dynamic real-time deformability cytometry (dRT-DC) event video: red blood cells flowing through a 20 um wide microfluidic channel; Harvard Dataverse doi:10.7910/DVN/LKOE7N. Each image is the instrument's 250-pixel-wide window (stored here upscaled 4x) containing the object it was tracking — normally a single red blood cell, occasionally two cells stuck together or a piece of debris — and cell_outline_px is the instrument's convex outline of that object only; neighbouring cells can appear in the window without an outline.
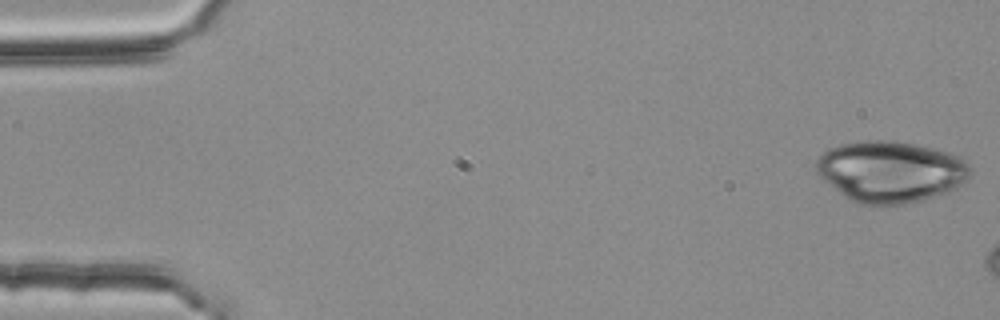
{"species": "common noctule bat (a hibernating species)", "species_latin": "Nyctalus noctula", "temperature_condition": "room temperature", "stored_images_in_passage": 16, "camera_frame_rate_fps": 3000, "um_per_image_px": 0.085, "animal": {"sex": "female", "body_mass_g": 25.1}, "frame": {"image": 1, "passage_image": 1, "time_ms": 0.0, "image_size_px": [1000, 320], "cell_outline_px": [[968, 180], [956, 188], [924, 200], [908, 204], [856, 204], [848, 200], [820, 176], [816, 172], [816, 160], [828, 148], [840, 144], [856, 140], [888, 140], [912, 144], [932, 148], [948, 152], [960, 156], [968, 164]], "centroid_in_image_um": [75.67, 14.58], "position_along_channel_um": 9.3, "area_um2": 55.08}}
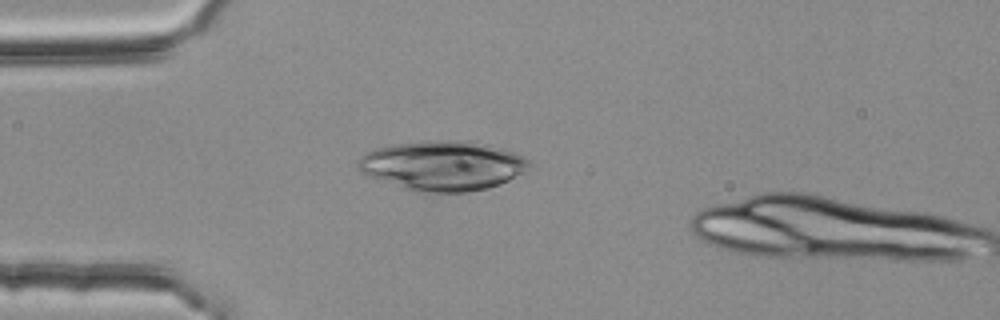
{"frame": {"image": 2, "passage_image": 14, "time_ms": 4.333, "image_size_px": [1000, 320], "cell_outline_px": [[532, 164], [508, 180], [500, 184], [488, 188], [468, 192], [416, 192], [372, 176], [364, 172], [356, 164], [360, 156], [376, 148], [396, 144], [424, 140], [468, 140], [488, 144], [504, 148], [516, 152], [532, 160]], "centroid_in_image_um": [37.69, 14.05], "position_along_channel_um": 47.3, "area_um2": 49.36}}